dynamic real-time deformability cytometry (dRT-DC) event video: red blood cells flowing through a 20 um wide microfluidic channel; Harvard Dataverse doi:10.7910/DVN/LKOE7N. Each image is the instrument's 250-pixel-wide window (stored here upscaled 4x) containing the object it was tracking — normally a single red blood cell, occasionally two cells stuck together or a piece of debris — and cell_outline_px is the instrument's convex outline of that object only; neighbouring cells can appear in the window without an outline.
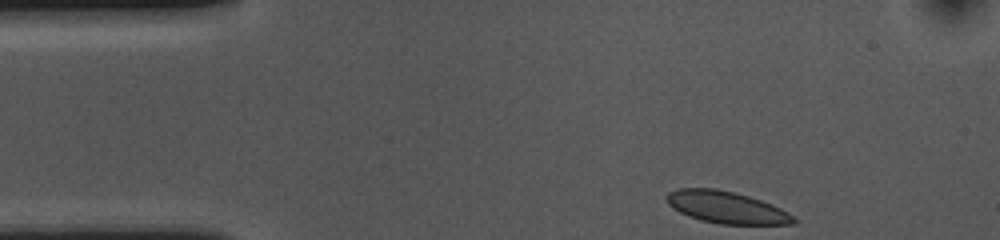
{"species": "common noctule bat (a hibernating species)", "species_latin": "Nyctalus noctula", "temperature_condition": "cold", "stored_images_in_passage": 37, "camera_frame_rate_fps": 3000, "um_per_image_px": 0.085, "animal": {"sex": "female", "body_mass_g": 10.0, "forearm_length_mm": 53.1}, "frame": {"image": 1, "passage_image": 1, "time_ms": 0.0, "image_size_px": [1000, 240], "cell_outline_px": [[796, 224], [720, 224], [700, 220], [688, 216], [672, 208], [668, 204], [664, 196], [668, 192], [676, 188], [716, 188], [736, 192], [760, 200], [780, 208], [792, 216], [796, 220]], "centroid_in_image_um": [61.67, 17.61], "position_along_channel_um": 23.3, "area_um2": 23.7}}
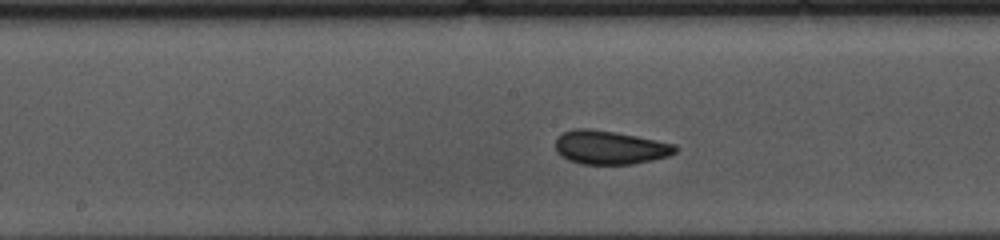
{"frame": {"image": 2, "passage_image": 20, "time_ms": 6.333, "image_size_px": [1000, 240], "cell_outline_px": [[680, 148], [676, 152], [668, 156], [652, 160], [632, 164], [580, 164], [568, 160], [560, 156], [556, 152], [556, 136], [572, 128], [592, 128], [616, 132], [676, 144]], "centroid_in_image_um": [51.82, 12.53], "position_along_channel_um": 196.4, "area_um2": 23.81}}
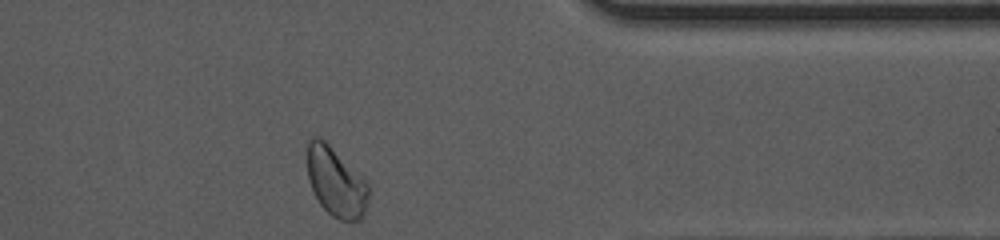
{"frame": {"image": 3, "passage_image": 37, "time_ms": 12.0, "image_size_px": [1000, 240], "cell_outline_px": [[368, 196], [364, 212], [360, 220], [340, 220], [332, 216], [320, 204], [308, 180], [308, 140], [312, 136], [316, 136], [324, 140], [364, 176], [368, 184]], "centroid_in_image_um": [28.56, 15.45], "position_along_channel_um": 382.8, "area_um2": 24.62}, "authors_computed_cell_mechanics": {"area_um2": 23.8136, "velocity_mm_per_s": 3.6144, "shape_relaxation_time_tau1_ms": 3.1781, "shape_relaxation_time_tau2_ms": 1.1278, "deformation_change_tau1": 0.0611, "deformation_change_tau2": 0.0471}}